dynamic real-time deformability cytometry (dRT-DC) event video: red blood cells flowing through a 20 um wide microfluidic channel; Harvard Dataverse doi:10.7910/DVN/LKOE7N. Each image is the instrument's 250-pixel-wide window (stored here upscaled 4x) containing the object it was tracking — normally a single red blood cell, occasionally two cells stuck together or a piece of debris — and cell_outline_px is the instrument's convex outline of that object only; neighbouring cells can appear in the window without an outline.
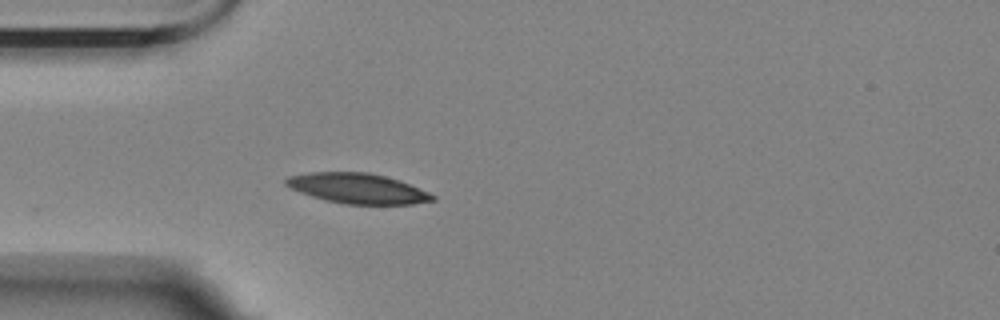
{"species": "Egyptian fruit bat (a non-hibernating species)", "species_latin": "Rousettus aegyptiacus", "temperature_condition": "room temperature", "stored_images_in_passage": 3, "camera_frame_rate_fps": 3000, "um_per_image_px": 0.085, "animal": {"sex": "female"}, "frame": {"image": 1, "passage_image": 1, "time_ms": 0.0, "image_size_px": [1000, 320], "cell_outline_px": [[436, 200], [412, 204], [344, 204], [324, 200], [300, 192], [284, 184], [284, 180], [288, 176], [308, 172], [368, 172], [400, 180], [428, 192], [436, 196]], "centroid_in_image_um": [30.39, 16.01], "position_along_channel_um": 54.6, "area_um2": 25.78}}